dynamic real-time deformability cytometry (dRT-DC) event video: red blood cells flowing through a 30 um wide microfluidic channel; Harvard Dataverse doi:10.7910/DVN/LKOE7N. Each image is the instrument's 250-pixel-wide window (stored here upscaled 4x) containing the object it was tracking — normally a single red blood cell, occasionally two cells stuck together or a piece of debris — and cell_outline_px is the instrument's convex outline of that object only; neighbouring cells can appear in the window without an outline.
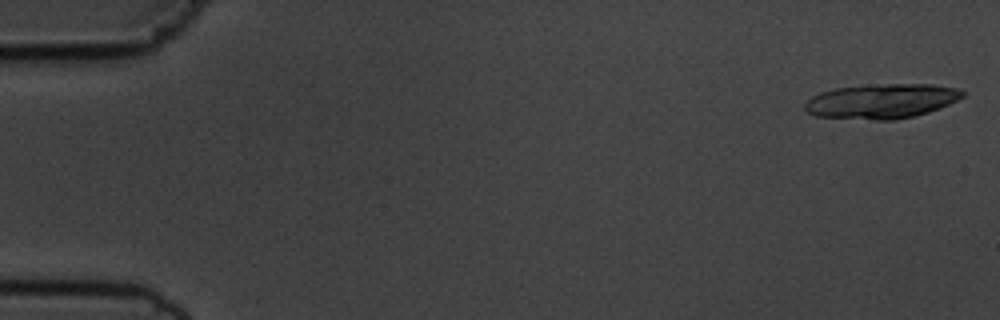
{"species": "common noctule bat (a hibernating species)", "species_latin": "Nyctalus noctula", "temperature_condition": "cold", "stored_images_in_passage": 11, "camera_frame_rate_fps": 3000, "um_per_image_px": 0.085, "animal": {"sex": "male", "body_mass_g": 19.5, "forearm_length_mm": 54.6}, "frame": {"image": 1, "passage_image": 1, "time_ms": 0.0, "image_size_px": [1000, 320], "cell_outline_px": [[964, 96], [948, 104], [928, 112], [896, 120], [876, 120], [816, 116], [804, 112], [804, 104], [812, 96], [820, 92], [836, 88], [888, 84], [932, 84], [956, 88], [964, 92]], "centroid_in_image_um": [74.9, 8.6], "position_along_channel_um": 10.1, "area_um2": 31.62}}